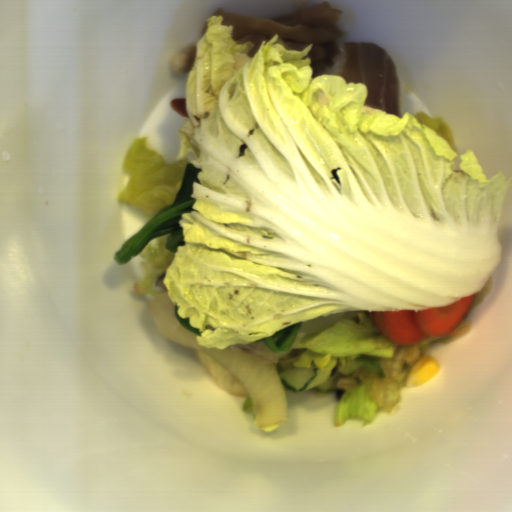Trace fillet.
Listing matches in <instances>:
<instances>
[{"label":"fillet","mask_w":512,"mask_h":512,"mask_svg":"<svg viewBox=\"0 0 512 512\" xmlns=\"http://www.w3.org/2000/svg\"><path fill=\"white\" fill-rule=\"evenodd\" d=\"M346 56L339 77L346 83L366 84L368 95L363 112L400 117L395 63L387 49L373 42L345 44Z\"/></svg>","instance_id":"fillet-1"},{"label":"fillet","mask_w":512,"mask_h":512,"mask_svg":"<svg viewBox=\"0 0 512 512\" xmlns=\"http://www.w3.org/2000/svg\"><path fill=\"white\" fill-rule=\"evenodd\" d=\"M171 110L180 115L181 117L187 118L185 98H173L170 100Z\"/></svg>","instance_id":"fillet-2"}]
</instances>
